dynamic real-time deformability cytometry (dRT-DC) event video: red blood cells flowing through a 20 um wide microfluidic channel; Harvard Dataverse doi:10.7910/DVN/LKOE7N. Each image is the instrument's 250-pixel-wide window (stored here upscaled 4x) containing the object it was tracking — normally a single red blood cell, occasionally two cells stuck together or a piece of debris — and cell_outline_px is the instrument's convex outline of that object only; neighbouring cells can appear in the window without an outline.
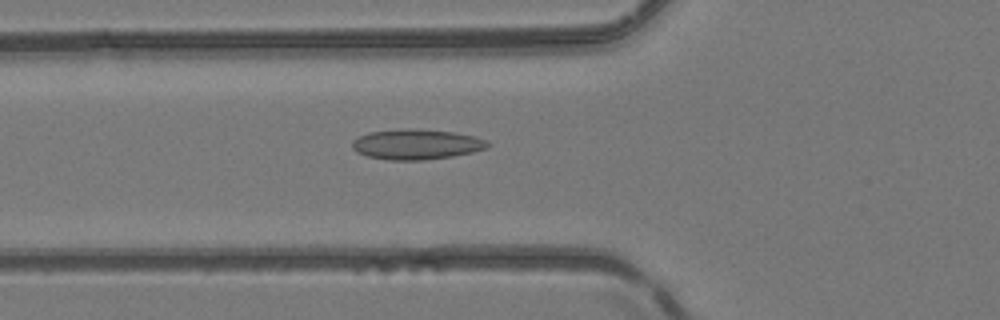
{"species": "common noctule bat (a hibernating species)", "species_latin": "Nyctalus noctula", "temperature_condition": "room temperature", "stored_images_in_passage": 50, "camera_frame_rate_fps": 3000, "um_per_image_px": 0.085, "animal": {"sex": "female", "body_mass_g": 24.6, "forearm_length_mm": 56.2}, "frame": {"image": 1, "passage_image": 19, "time_ms": 6.0, "image_size_px": [1000, 320], "cell_outline_px": [[492, 144], [488, 148], [472, 152], [452, 156], [424, 160], [388, 160], [368, 156], [356, 152], [352, 148], [352, 140], [368, 132], [404, 128], [408, 128], [452, 132], [472, 136], [488, 140]], "centroid_in_image_um": [35.39, 12.27], "position_along_channel_um": 90.4, "area_um2": 23.93}}
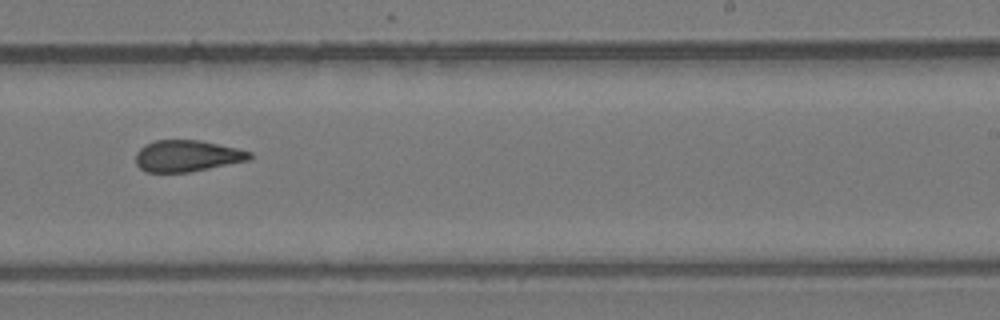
{"frame": {"image": 2, "passage_image": 32, "time_ms": 10.333, "image_size_px": [1000, 320], "cell_outline_px": [[252, 156], [248, 160], [188, 172], [144, 172], [136, 164], [136, 152], [144, 144], [156, 140], [200, 140], [236, 148], [252, 152]], "centroid_in_image_um": [15.86, 13.25], "position_along_channel_um": 273.1, "area_um2": 20.75}}
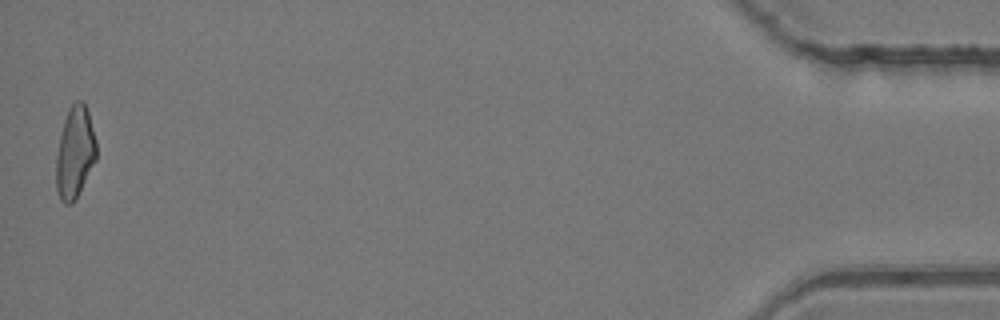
{"frame": {"image": 3, "passage_image": 50, "time_ms": 16.333, "image_size_px": [1000, 320], "cell_outline_px": [[96, 160], [72, 204], [64, 204], [60, 200], [56, 188], [56, 156], [60, 136], [64, 120], [68, 108], [76, 100], [84, 100], [88, 112], [96, 140]], "centroid_in_image_um": [6.36, 12.94], "position_along_channel_um": 428.8, "area_um2": 21.44}, "authors_computed_cell_mechanics": {"area_um2": 21.7906, "velocity_mm_per_s": 4.2058, "shape_relaxation_time_tau1_ms": null, "shape_relaxation_time_tau2_ms": 2.7494, "deformation_change_tau1": null, "deformation_change_tau2": 0.115}}